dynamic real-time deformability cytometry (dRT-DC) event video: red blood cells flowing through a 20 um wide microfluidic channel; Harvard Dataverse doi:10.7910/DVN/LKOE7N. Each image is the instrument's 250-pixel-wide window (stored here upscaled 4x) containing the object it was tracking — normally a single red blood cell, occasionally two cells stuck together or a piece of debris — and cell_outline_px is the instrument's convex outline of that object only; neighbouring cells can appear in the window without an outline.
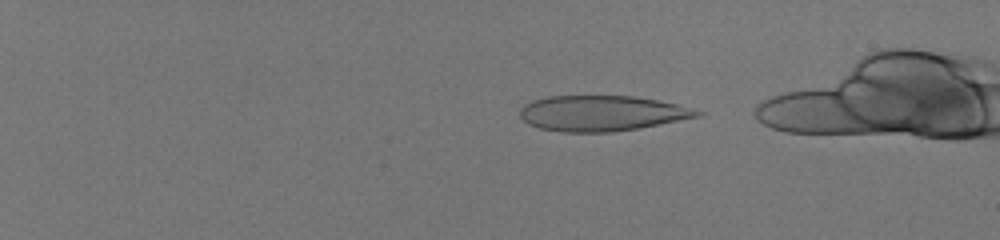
{"species": "human", "species_latin": "Homo sapiens", "temperature_condition": "room temperature", "stored_images_in_passage": 51, "camera_frame_rate_fps": 3000, "um_per_image_px": 0.085, "donor": {"sex": "male"}, "frame": {"image": 1, "passage_image": 8, "time_ms": 2.333, "image_size_px": [1000, 240], "cell_outline_px": [[704, 112], [700, 116], [660, 124], [612, 132], [560, 132], [540, 128], [528, 124], [520, 116], [520, 108], [524, 104], [532, 100], [548, 96], [632, 96], [656, 100], [676, 104]], "centroid_in_image_um": [51.1, 9.63], "position_along_channel_um": 33.9, "area_um2": 36.47}}
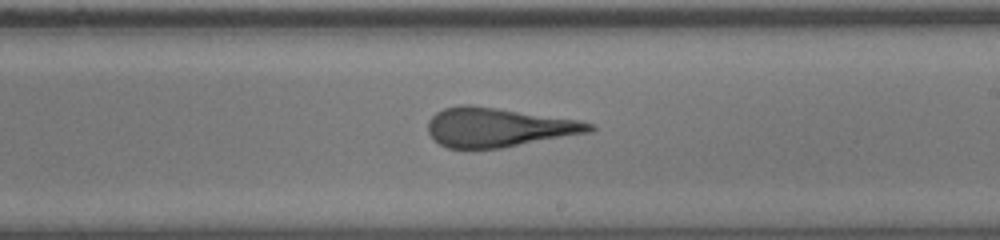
{"frame": {"image": 2, "passage_image": 34, "time_ms": 11.0, "image_size_px": [1000, 240], "cell_outline_px": [[596, 128], [592, 132], [500, 148], [448, 148], [440, 144], [428, 132], [428, 120], [436, 112], [444, 108], [460, 104], [472, 104], [580, 120], [592, 124]], "centroid_in_image_um": [42.37, 10.81], "position_along_channel_um": 246.6, "area_um2": 36.88}}
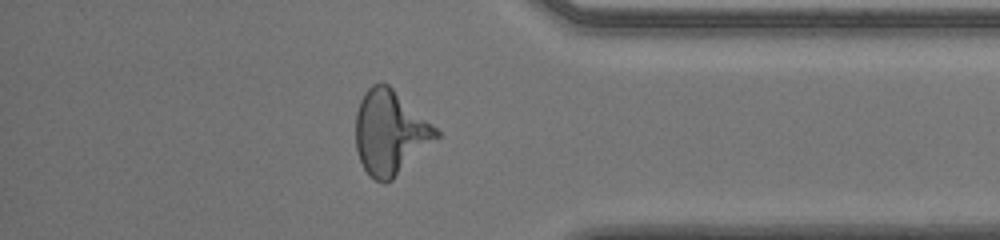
{"frame": {"image": 3, "passage_image": 46, "time_ms": 15.0, "image_size_px": [1000, 240], "cell_outline_px": [[440, 136], [392, 180], [384, 184], [368, 176], [360, 160], [356, 148], [356, 112], [360, 100], [364, 92], [372, 84], [380, 80], [388, 84], [436, 128], [440, 132]], "centroid_in_image_um": [33.13, 11.27], "position_along_channel_um": 402.1, "area_um2": 39.36}, "authors_computed_cell_mechanics": {"area_um2": 37.2232, "velocity_mm_per_s": 4.05, "shape_relaxation_time_tau1_ms": null, "shape_relaxation_time_tau2_ms": 1.1956, "deformation_change_tau1": null, "deformation_change_tau2": 0.117}}